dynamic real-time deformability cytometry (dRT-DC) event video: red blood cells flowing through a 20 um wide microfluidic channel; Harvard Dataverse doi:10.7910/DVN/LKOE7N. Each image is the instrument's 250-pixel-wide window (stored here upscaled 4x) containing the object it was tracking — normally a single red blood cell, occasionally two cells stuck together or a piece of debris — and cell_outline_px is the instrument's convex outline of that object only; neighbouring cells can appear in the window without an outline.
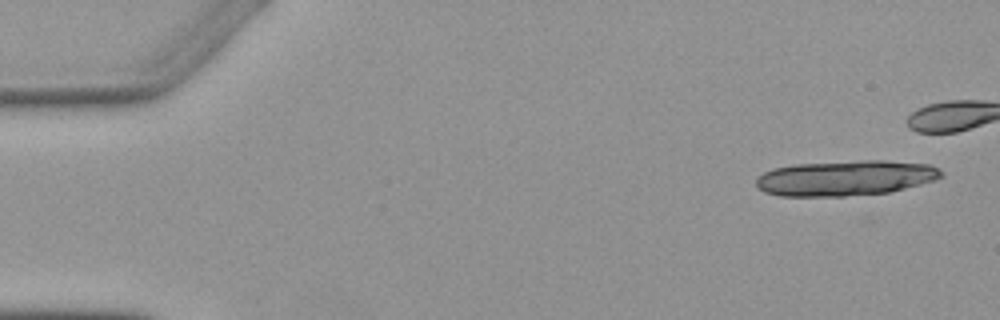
{"species": "Egyptian fruit bat (a non-hibernating species)", "species_latin": "Rousettus aegyptiacus", "temperature_condition": "warm", "stored_images_in_passage": 7, "camera_frame_rate_fps": 3000, "um_per_image_px": 0.085, "animal": {"sex": "female"}, "frame": {"image": 1, "passage_image": 1, "time_ms": 0.0, "image_size_px": [1000, 320], "cell_outline_px": [[944, 176], [936, 180], [888, 192], [844, 196], [780, 196], [764, 192], [756, 184], [756, 176], [772, 168], [796, 164], [864, 160], [884, 160], [928, 164], [944, 172]], "centroid_in_image_um": [71.85, 15.13], "position_along_channel_um": 13.2, "area_um2": 38.09}}
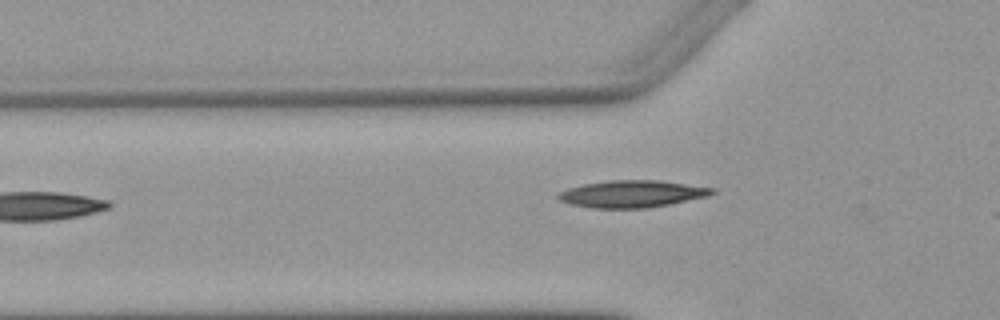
{"frame": {"image": 2, "passage_image": 6, "time_ms": 6.333, "image_size_px": [1000, 320], "cell_outline_px": [[716, 192], [708, 196], [648, 208], [592, 208], [572, 204], [560, 200], [556, 196], [556, 192], [568, 188], [584, 184], [608, 180], [656, 180], [716, 188]], "centroid_in_image_um": [53.7, 16.48], "position_along_channel_um": 72.1, "area_um2": 24.22}}